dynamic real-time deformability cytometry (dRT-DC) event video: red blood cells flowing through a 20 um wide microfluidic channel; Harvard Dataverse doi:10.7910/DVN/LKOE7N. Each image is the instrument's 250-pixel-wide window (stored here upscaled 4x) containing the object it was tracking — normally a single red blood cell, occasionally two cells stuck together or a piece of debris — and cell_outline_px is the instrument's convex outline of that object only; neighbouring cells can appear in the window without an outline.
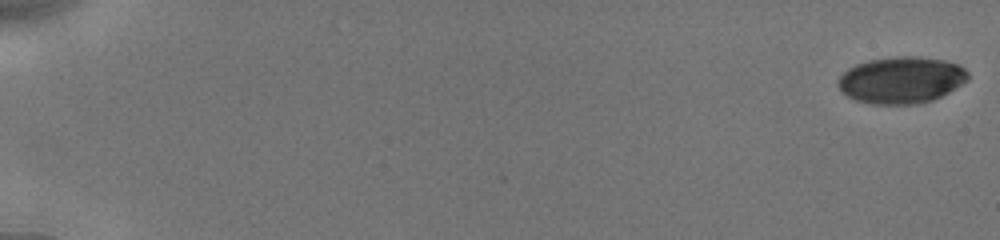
{"species": "human", "species_latin": "Homo sapiens", "temperature_condition": "cold", "stored_images_in_passage": 11, "camera_frame_rate_fps": 3000, "um_per_image_px": 0.085, "donor": {"sex": "male"}, "frame": {"image": 1, "passage_image": 1, "time_ms": 0.0, "image_size_px": [1000, 240], "cell_outline_px": [[968, 80], [948, 92], [932, 100], [912, 104], [872, 104], [856, 100], [848, 96], [836, 84], [840, 76], [848, 68], [856, 64], [868, 60], [896, 56], [912, 56], [944, 60], [960, 64], [968, 72]], "centroid_in_image_um": [76.61, 6.79], "position_along_channel_um": 8.4, "area_um2": 35.2}}
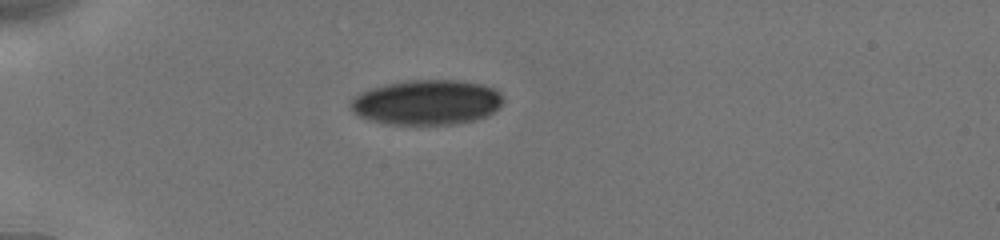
{"frame": {"image": 2, "passage_image": 8, "time_ms": 5.333, "image_size_px": [1000, 240], "cell_outline_px": [[504, 100], [492, 112], [476, 120], [456, 124], [384, 124], [368, 120], [352, 112], [348, 104], [356, 96], [372, 88], [388, 84], [408, 80], [456, 80], [480, 84], [492, 88], [500, 92], [504, 96]], "centroid_in_image_um": [36.26, 8.71], "position_along_channel_um": 48.7, "area_um2": 39.82}}
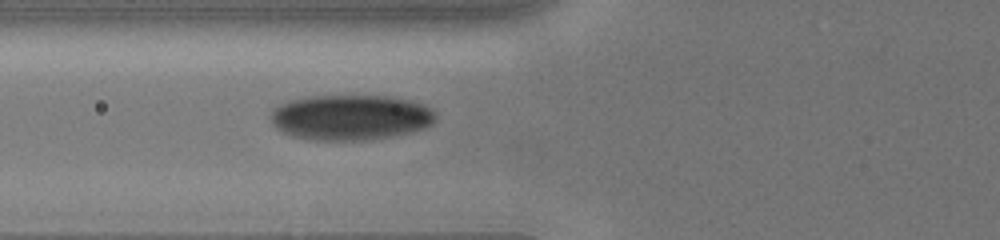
{"frame": {"image": 3, "passage_image": 11, "time_ms": 7.333, "image_size_px": [1000, 240], "cell_outline_px": [[436, 120], [432, 124], [424, 128], [412, 132], [392, 136], [364, 140], [308, 140], [292, 136], [276, 128], [272, 124], [272, 108], [288, 100], [312, 96], [384, 96], [408, 100], [432, 108], [436, 112]], "centroid_in_image_um": [29.79, 9.98], "position_along_channel_um": 96.0, "area_um2": 43.7}}